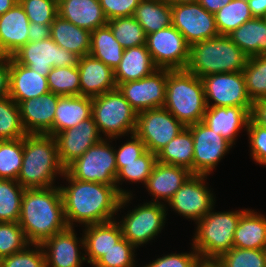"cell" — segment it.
<instances>
[{"label": "cell", "mask_w": 266, "mask_h": 267, "mask_svg": "<svg viewBox=\"0 0 266 267\" xmlns=\"http://www.w3.org/2000/svg\"><path fill=\"white\" fill-rule=\"evenodd\" d=\"M172 25L189 45L219 36L215 16L198 2L171 5Z\"/></svg>", "instance_id": "16"}, {"label": "cell", "mask_w": 266, "mask_h": 267, "mask_svg": "<svg viewBox=\"0 0 266 267\" xmlns=\"http://www.w3.org/2000/svg\"><path fill=\"white\" fill-rule=\"evenodd\" d=\"M27 133L21 122L18 104L9 96L0 99V140L19 139Z\"/></svg>", "instance_id": "43"}, {"label": "cell", "mask_w": 266, "mask_h": 267, "mask_svg": "<svg viewBox=\"0 0 266 267\" xmlns=\"http://www.w3.org/2000/svg\"><path fill=\"white\" fill-rule=\"evenodd\" d=\"M136 248L124 237L106 254L102 255L92 267H136Z\"/></svg>", "instance_id": "44"}, {"label": "cell", "mask_w": 266, "mask_h": 267, "mask_svg": "<svg viewBox=\"0 0 266 267\" xmlns=\"http://www.w3.org/2000/svg\"><path fill=\"white\" fill-rule=\"evenodd\" d=\"M18 0H0V15L10 10Z\"/></svg>", "instance_id": "59"}, {"label": "cell", "mask_w": 266, "mask_h": 267, "mask_svg": "<svg viewBox=\"0 0 266 267\" xmlns=\"http://www.w3.org/2000/svg\"><path fill=\"white\" fill-rule=\"evenodd\" d=\"M80 95L95 97L117 88L114 70L91 55L79 58Z\"/></svg>", "instance_id": "21"}, {"label": "cell", "mask_w": 266, "mask_h": 267, "mask_svg": "<svg viewBox=\"0 0 266 267\" xmlns=\"http://www.w3.org/2000/svg\"><path fill=\"white\" fill-rule=\"evenodd\" d=\"M233 247L264 249L266 247V216L252 209H247L237 224Z\"/></svg>", "instance_id": "31"}, {"label": "cell", "mask_w": 266, "mask_h": 267, "mask_svg": "<svg viewBox=\"0 0 266 267\" xmlns=\"http://www.w3.org/2000/svg\"><path fill=\"white\" fill-rule=\"evenodd\" d=\"M60 95L47 92L18 104L21 122L27 134L53 135V121Z\"/></svg>", "instance_id": "20"}, {"label": "cell", "mask_w": 266, "mask_h": 267, "mask_svg": "<svg viewBox=\"0 0 266 267\" xmlns=\"http://www.w3.org/2000/svg\"><path fill=\"white\" fill-rule=\"evenodd\" d=\"M207 178L208 175L192 174L168 201L169 207L195 223L206 216L216 202Z\"/></svg>", "instance_id": "13"}, {"label": "cell", "mask_w": 266, "mask_h": 267, "mask_svg": "<svg viewBox=\"0 0 266 267\" xmlns=\"http://www.w3.org/2000/svg\"><path fill=\"white\" fill-rule=\"evenodd\" d=\"M10 56L0 55V99L9 96Z\"/></svg>", "instance_id": "53"}, {"label": "cell", "mask_w": 266, "mask_h": 267, "mask_svg": "<svg viewBox=\"0 0 266 267\" xmlns=\"http://www.w3.org/2000/svg\"><path fill=\"white\" fill-rule=\"evenodd\" d=\"M214 16L219 35H229L253 18L247 0H232L219 9Z\"/></svg>", "instance_id": "37"}, {"label": "cell", "mask_w": 266, "mask_h": 267, "mask_svg": "<svg viewBox=\"0 0 266 267\" xmlns=\"http://www.w3.org/2000/svg\"><path fill=\"white\" fill-rule=\"evenodd\" d=\"M29 244L18 222H0V258L18 253Z\"/></svg>", "instance_id": "46"}, {"label": "cell", "mask_w": 266, "mask_h": 267, "mask_svg": "<svg viewBox=\"0 0 266 267\" xmlns=\"http://www.w3.org/2000/svg\"><path fill=\"white\" fill-rule=\"evenodd\" d=\"M57 10L58 16L90 32L108 22L99 0H61Z\"/></svg>", "instance_id": "27"}, {"label": "cell", "mask_w": 266, "mask_h": 267, "mask_svg": "<svg viewBox=\"0 0 266 267\" xmlns=\"http://www.w3.org/2000/svg\"><path fill=\"white\" fill-rule=\"evenodd\" d=\"M107 25L124 49L146 45V34L133 16L110 19Z\"/></svg>", "instance_id": "39"}, {"label": "cell", "mask_w": 266, "mask_h": 267, "mask_svg": "<svg viewBox=\"0 0 266 267\" xmlns=\"http://www.w3.org/2000/svg\"><path fill=\"white\" fill-rule=\"evenodd\" d=\"M156 162L157 154L147 150L131 163H116L118 171L116 176V189L120 195L122 197L133 195L131 191L120 188V185L123 184L124 181H130L129 183L134 182V184L141 182L142 185H145Z\"/></svg>", "instance_id": "36"}, {"label": "cell", "mask_w": 266, "mask_h": 267, "mask_svg": "<svg viewBox=\"0 0 266 267\" xmlns=\"http://www.w3.org/2000/svg\"><path fill=\"white\" fill-rule=\"evenodd\" d=\"M191 249L190 253L165 254L143 267H194L200 256L193 247Z\"/></svg>", "instance_id": "50"}, {"label": "cell", "mask_w": 266, "mask_h": 267, "mask_svg": "<svg viewBox=\"0 0 266 267\" xmlns=\"http://www.w3.org/2000/svg\"><path fill=\"white\" fill-rule=\"evenodd\" d=\"M232 0H198V3L211 14H215Z\"/></svg>", "instance_id": "57"}, {"label": "cell", "mask_w": 266, "mask_h": 267, "mask_svg": "<svg viewBox=\"0 0 266 267\" xmlns=\"http://www.w3.org/2000/svg\"><path fill=\"white\" fill-rule=\"evenodd\" d=\"M184 128L167 109L156 108L138 113L134 133L143 141L148 151L157 154Z\"/></svg>", "instance_id": "12"}, {"label": "cell", "mask_w": 266, "mask_h": 267, "mask_svg": "<svg viewBox=\"0 0 266 267\" xmlns=\"http://www.w3.org/2000/svg\"><path fill=\"white\" fill-rule=\"evenodd\" d=\"M187 128L194 142L193 174L209 176L233 145L202 121Z\"/></svg>", "instance_id": "15"}, {"label": "cell", "mask_w": 266, "mask_h": 267, "mask_svg": "<svg viewBox=\"0 0 266 267\" xmlns=\"http://www.w3.org/2000/svg\"><path fill=\"white\" fill-rule=\"evenodd\" d=\"M246 132L252 160L266 167V128L256 125L249 118Z\"/></svg>", "instance_id": "49"}, {"label": "cell", "mask_w": 266, "mask_h": 267, "mask_svg": "<svg viewBox=\"0 0 266 267\" xmlns=\"http://www.w3.org/2000/svg\"><path fill=\"white\" fill-rule=\"evenodd\" d=\"M194 267H222L216 259H199Z\"/></svg>", "instance_id": "58"}, {"label": "cell", "mask_w": 266, "mask_h": 267, "mask_svg": "<svg viewBox=\"0 0 266 267\" xmlns=\"http://www.w3.org/2000/svg\"><path fill=\"white\" fill-rule=\"evenodd\" d=\"M92 116V98L87 96H61L53 121V136L77 126Z\"/></svg>", "instance_id": "29"}, {"label": "cell", "mask_w": 266, "mask_h": 267, "mask_svg": "<svg viewBox=\"0 0 266 267\" xmlns=\"http://www.w3.org/2000/svg\"><path fill=\"white\" fill-rule=\"evenodd\" d=\"M50 92L47 77L19 64L10 56L9 97L17 104Z\"/></svg>", "instance_id": "24"}, {"label": "cell", "mask_w": 266, "mask_h": 267, "mask_svg": "<svg viewBox=\"0 0 266 267\" xmlns=\"http://www.w3.org/2000/svg\"><path fill=\"white\" fill-rule=\"evenodd\" d=\"M54 137L57 142L59 160L65 168L104 138L93 116L77 126L57 133Z\"/></svg>", "instance_id": "19"}, {"label": "cell", "mask_w": 266, "mask_h": 267, "mask_svg": "<svg viewBox=\"0 0 266 267\" xmlns=\"http://www.w3.org/2000/svg\"><path fill=\"white\" fill-rule=\"evenodd\" d=\"M193 146L192 133L185 127L157 153V161L163 164L184 167L193 174Z\"/></svg>", "instance_id": "34"}, {"label": "cell", "mask_w": 266, "mask_h": 267, "mask_svg": "<svg viewBox=\"0 0 266 267\" xmlns=\"http://www.w3.org/2000/svg\"><path fill=\"white\" fill-rule=\"evenodd\" d=\"M163 108L185 127L201 122L207 110L201 78L186 69H167Z\"/></svg>", "instance_id": "4"}, {"label": "cell", "mask_w": 266, "mask_h": 267, "mask_svg": "<svg viewBox=\"0 0 266 267\" xmlns=\"http://www.w3.org/2000/svg\"><path fill=\"white\" fill-rule=\"evenodd\" d=\"M201 80L207 107L236 106L250 113L252 101L247 94L243 72L211 74Z\"/></svg>", "instance_id": "10"}, {"label": "cell", "mask_w": 266, "mask_h": 267, "mask_svg": "<svg viewBox=\"0 0 266 267\" xmlns=\"http://www.w3.org/2000/svg\"><path fill=\"white\" fill-rule=\"evenodd\" d=\"M249 118L256 125L266 128V98L252 101Z\"/></svg>", "instance_id": "54"}, {"label": "cell", "mask_w": 266, "mask_h": 267, "mask_svg": "<svg viewBox=\"0 0 266 267\" xmlns=\"http://www.w3.org/2000/svg\"><path fill=\"white\" fill-rule=\"evenodd\" d=\"M51 24H39L30 22L28 38L29 42L42 41L50 38Z\"/></svg>", "instance_id": "55"}, {"label": "cell", "mask_w": 266, "mask_h": 267, "mask_svg": "<svg viewBox=\"0 0 266 267\" xmlns=\"http://www.w3.org/2000/svg\"><path fill=\"white\" fill-rule=\"evenodd\" d=\"M45 254L46 267H82L85 262L84 238H77L75 228L54 234L41 244Z\"/></svg>", "instance_id": "18"}, {"label": "cell", "mask_w": 266, "mask_h": 267, "mask_svg": "<svg viewBox=\"0 0 266 267\" xmlns=\"http://www.w3.org/2000/svg\"><path fill=\"white\" fill-rule=\"evenodd\" d=\"M227 36L248 57L266 55V20L264 18L253 17Z\"/></svg>", "instance_id": "32"}, {"label": "cell", "mask_w": 266, "mask_h": 267, "mask_svg": "<svg viewBox=\"0 0 266 267\" xmlns=\"http://www.w3.org/2000/svg\"><path fill=\"white\" fill-rule=\"evenodd\" d=\"M165 1H167L171 5L176 4V3L198 2V0H165Z\"/></svg>", "instance_id": "60"}, {"label": "cell", "mask_w": 266, "mask_h": 267, "mask_svg": "<svg viewBox=\"0 0 266 267\" xmlns=\"http://www.w3.org/2000/svg\"><path fill=\"white\" fill-rule=\"evenodd\" d=\"M25 188L16 180L0 179V222H18Z\"/></svg>", "instance_id": "38"}, {"label": "cell", "mask_w": 266, "mask_h": 267, "mask_svg": "<svg viewBox=\"0 0 266 267\" xmlns=\"http://www.w3.org/2000/svg\"><path fill=\"white\" fill-rule=\"evenodd\" d=\"M12 57L41 76H48L53 67L77 66L79 57L58 46L51 38L28 42Z\"/></svg>", "instance_id": "14"}, {"label": "cell", "mask_w": 266, "mask_h": 267, "mask_svg": "<svg viewBox=\"0 0 266 267\" xmlns=\"http://www.w3.org/2000/svg\"><path fill=\"white\" fill-rule=\"evenodd\" d=\"M50 38L79 58L89 55L91 32L58 15L51 23Z\"/></svg>", "instance_id": "30"}, {"label": "cell", "mask_w": 266, "mask_h": 267, "mask_svg": "<svg viewBox=\"0 0 266 267\" xmlns=\"http://www.w3.org/2000/svg\"><path fill=\"white\" fill-rule=\"evenodd\" d=\"M18 223L31 244H41L66 230L68 226L59 185L25 189Z\"/></svg>", "instance_id": "2"}, {"label": "cell", "mask_w": 266, "mask_h": 267, "mask_svg": "<svg viewBox=\"0 0 266 267\" xmlns=\"http://www.w3.org/2000/svg\"><path fill=\"white\" fill-rule=\"evenodd\" d=\"M157 69L146 45L126 48L119 65L114 70L117 87L121 83L147 77Z\"/></svg>", "instance_id": "28"}, {"label": "cell", "mask_w": 266, "mask_h": 267, "mask_svg": "<svg viewBox=\"0 0 266 267\" xmlns=\"http://www.w3.org/2000/svg\"><path fill=\"white\" fill-rule=\"evenodd\" d=\"M82 232L85 259L91 266L123 238L117 219L85 226Z\"/></svg>", "instance_id": "25"}, {"label": "cell", "mask_w": 266, "mask_h": 267, "mask_svg": "<svg viewBox=\"0 0 266 267\" xmlns=\"http://www.w3.org/2000/svg\"><path fill=\"white\" fill-rule=\"evenodd\" d=\"M217 261L222 267H266L263 249H241L232 247Z\"/></svg>", "instance_id": "45"}, {"label": "cell", "mask_w": 266, "mask_h": 267, "mask_svg": "<svg viewBox=\"0 0 266 267\" xmlns=\"http://www.w3.org/2000/svg\"><path fill=\"white\" fill-rule=\"evenodd\" d=\"M242 72L251 101L266 98V55L249 57Z\"/></svg>", "instance_id": "40"}, {"label": "cell", "mask_w": 266, "mask_h": 267, "mask_svg": "<svg viewBox=\"0 0 266 267\" xmlns=\"http://www.w3.org/2000/svg\"><path fill=\"white\" fill-rule=\"evenodd\" d=\"M105 17L110 19L134 15L141 0H99Z\"/></svg>", "instance_id": "51"}, {"label": "cell", "mask_w": 266, "mask_h": 267, "mask_svg": "<svg viewBox=\"0 0 266 267\" xmlns=\"http://www.w3.org/2000/svg\"><path fill=\"white\" fill-rule=\"evenodd\" d=\"M112 141L113 138H103L70 163L65 171L81 181L116 185L118 171Z\"/></svg>", "instance_id": "8"}, {"label": "cell", "mask_w": 266, "mask_h": 267, "mask_svg": "<svg viewBox=\"0 0 266 267\" xmlns=\"http://www.w3.org/2000/svg\"><path fill=\"white\" fill-rule=\"evenodd\" d=\"M22 159L23 138L0 140V179L17 181Z\"/></svg>", "instance_id": "41"}, {"label": "cell", "mask_w": 266, "mask_h": 267, "mask_svg": "<svg viewBox=\"0 0 266 267\" xmlns=\"http://www.w3.org/2000/svg\"><path fill=\"white\" fill-rule=\"evenodd\" d=\"M29 19L19 2L0 15V55L12 56L29 42Z\"/></svg>", "instance_id": "23"}, {"label": "cell", "mask_w": 266, "mask_h": 267, "mask_svg": "<svg viewBox=\"0 0 266 267\" xmlns=\"http://www.w3.org/2000/svg\"><path fill=\"white\" fill-rule=\"evenodd\" d=\"M92 116L100 134L115 140L135 132L138 113L116 88L92 98Z\"/></svg>", "instance_id": "7"}, {"label": "cell", "mask_w": 266, "mask_h": 267, "mask_svg": "<svg viewBox=\"0 0 266 267\" xmlns=\"http://www.w3.org/2000/svg\"><path fill=\"white\" fill-rule=\"evenodd\" d=\"M146 47L159 69H185L189 61L190 45L173 25L146 35Z\"/></svg>", "instance_id": "11"}, {"label": "cell", "mask_w": 266, "mask_h": 267, "mask_svg": "<svg viewBox=\"0 0 266 267\" xmlns=\"http://www.w3.org/2000/svg\"><path fill=\"white\" fill-rule=\"evenodd\" d=\"M133 17L148 35L172 25L171 4L165 0H141Z\"/></svg>", "instance_id": "33"}, {"label": "cell", "mask_w": 266, "mask_h": 267, "mask_svg": "<svg viewBox=\"0 0 266 267\" xmlns=\"http://www.w3.org/2000/svg\"><path fill=\"white\" fill-rule=\"evenodd\" d=\"M124 50L107 24L91 31L89 55L113 70L119 65Z\"/></svg>", "instance_id": "35"}, {"label": "cell", "mask_w": 266, "mask_h": 267, "mask_svg": "<svg viewBox=\"0 0 266 267\" xmlns=\"http://www.w3.org/2000/svg\"><path fill=\"white\" fill-rule=\"evenodd\" d=\"M65 173L53 135L27 134L23 137V159L17 182L27 188H51Z\"/></svg>", "instance_id": "3"}, {"label": "cell", "mask_w": 266, "mask_h": 267, "mask_svg": "<svg viewBox=\"0 0 266 267\" xmlns=\"http://www.w3.org/2000/svg\"><path fill=\"white\" fill-rule=\"evenodd\" d=\"M249 112L243 107H207L202 122L216 134H221L232 145L243 129L246 131Z\"/></svg>", "instance_id": "26"}, {"label": "cell", "mask_w": 266, "mask_h": 267, "mask_svg": "<svg viewBox=\"0 0 266 267\" xmlns=\"http://www.w3.org/2000/svg\"><path fill=\"white\" fill-rule=\"evenodd\" d=\"M191 175L192 173L184 167L157 161L144 186L154 197L150 202L166 203L168 206V201Z\"/></svg>", "instance_id": "22"}, {"label": "cell", "mask_w": 266, "mask_h": 267, "mask_svg": "<svg viewBox=\"0 0 266 267\" xmlns=\"http://www.w3.org/2000/svg\"><path fill=\"white\" fill-rule=\"evenodd\" d=\"M138 206V207H137ZM127 214L118 219L123 237L127 239L136 249L151 242L161 233L167 221L168 207L166 204L155 202H144L137 205ZM167 207V208H166Z\"/></svg>", "instance_id": "9"}, {"label": "cell", "mask_w": 266, "mask_h": 267, "mask_svg": "<svg viewBox=\"0 0 266 267\" xmlns=\"http://www.w3.org/2000/svg\"><path fill=\"white\" fill-rule=\"evenodd\" d=\"M62 177L68 182L66 186L60 184L59 188L69 228L76 227V222L85 227L114 220L118 211L125 209L133 198V195L122 197L116 185L81 181L66 171Z\"/></svg>", "instance_id": "1"}, {"label": "cell", "mask_w": 266, "mask_h": 267, "mask_svg": "<svg viewBox=\"0 0 266 267\" xmlns=\"http://www.w3.org/2000/svg\"><path fill=\"white\" fill-rule=\"evenodd\" d=\"M1 261L2 267H46L45 254L40 244L30 243L18 253L1 258Z\"/></svg>", "instance_id": "48"}, {"label": "cell", "mask_w": 266, "mask_h": 267, "mask_svg": "<svg viewBox=\"0 0 266 267\" xmlns=\"http://www.w3.org/2000/svg\"><path fill=\"white\" fill-rule=\"evenodd\" d=\"M50 92L60 96L80 95L79 69L77 66L53 67L47 76Z\"/></svg>", "instance_id": "42"}, {"label": "cell", "mask_w": 266, "mask_h": 267, "mask_svg": "<svg viewBox=\"0 0 266 267\" xmlns=\"http://www.w3.org/2000/svg\"><path fill=\"white\" fill-rule=\"evenodd\" d=\"M247 210L211 211L197 225L192 247L201 259H218L233 247L235 230L241 215Z\"/></svg>", "instance_id": "6"}, {"label": "cell", "mask_w": 266, "mask_h": 267, "mask_svg": "<svg viewBox=\"0 0 266 267\" xmlns=\"http://www.w3.org/2000/svg\"><path fill=\"white\" fill-rule=\"evenodd\" d=\"M167 69H157L139 80L121 83L117 88L137 113L163 108L165 103Z\"/></svg>", "instance_id": "17"}, {"label": "cell", "mask_w": 266, "mask_h": 267, "mask_svg": "<svg viewBox=\"0 0 266 267\" xmlns=\"http://www.w3.org/2000/svg\"><path fill=\"white\" fill-rule=\"evenodd\" d=\"M264 254H265V262H266V247L263 249Z\"/></svg>", "instance_id": "61"}, {"label": "cell", "mask_w": 266, "mask_h": 267, "mask_svg": "<svg viewBox=\"0 0 266 267\" xmlns=\"http://www.w3.org/2000/svg\"><path fill=\"white\" fill-rule=\"evenodd\" d=\"M247 2L253 17H266V0H247Z\"/></svg>", "instance_id": "56"}, {"label": "cell", "mask_w": 266, "mask_h": 267, "mask_svg": "<svg viewBox=\"0 0 266 267\" xmlns=\"http://www.w3.org/2000/svg\"><path fill=\"white\" fill-rule=\"evenodd\" d=\"M147 151L143 141L135 134H130V140L114 149L116 163H131Z\"/></svg>", "instance_id": "52"}, {"label": "cell", "mask_w": 266, "mask_h": 267, "mask_svg": "<svg viewBox=\"0 0 266 267\" xmlns=\"http://www.w3.org/2000/svg\"><path fill=\"white\" fill-rule=\"evenodd\" d=\"M29 22L51 24L58 15V3L55 0H18Z\"/></svg>", "instance_id": "47"}, {"label": "cell", "mask_w": 266, "mask_h": 267, "mask_svg": "<svg viewBox=\"0 0 266 267\" xmlns=\"http://www.w3.org/2000/svg\"><path fill=\"white\" fill-rule=\"evenodd\" d=\"M248 58L227 35H219L190 45L185 69L200 78L217 73L242 72Z\"/></svg>", "instance_id": "5"}]
</instances>
